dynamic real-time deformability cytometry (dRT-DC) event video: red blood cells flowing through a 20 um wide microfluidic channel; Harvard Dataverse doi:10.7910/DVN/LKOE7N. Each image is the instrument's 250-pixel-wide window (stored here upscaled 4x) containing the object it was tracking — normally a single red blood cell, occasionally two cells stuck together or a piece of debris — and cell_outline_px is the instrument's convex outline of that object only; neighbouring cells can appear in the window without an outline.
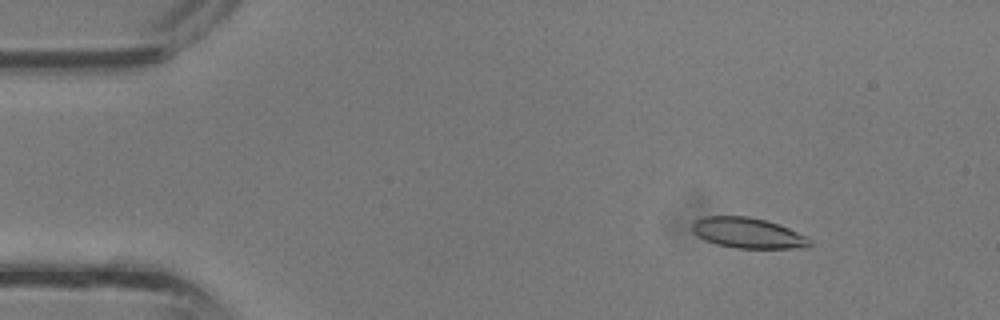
{"species": "common noctule bat (a hibernating species)", "species_latin": "Nyctalus noctula", "temperature_condition": "room temperature", "stored_images_in_passage": 37, "camera_frame_rate_fps": 3000, "um_per_image_px": 0.085, "animal": {"sex": "male", "body_mass_g": 13.3}, "frame": {"image": 1, "passage_image": 5, "time_ms": 1.333, "image_size_px": [1000, 320], "cell_outline_px": [[812, 244], [808, 248], [736, 248], [716, 244], [704, 240], [692, 232], [692, 220], [704, 216], [748, 216], [764, 220], [788, 228], [808, 236], [812, 240]], "centroid_in_image_um": [63.56, 19.81], "position_along_channel_um": 21.4, "area_um2": 21.1}}
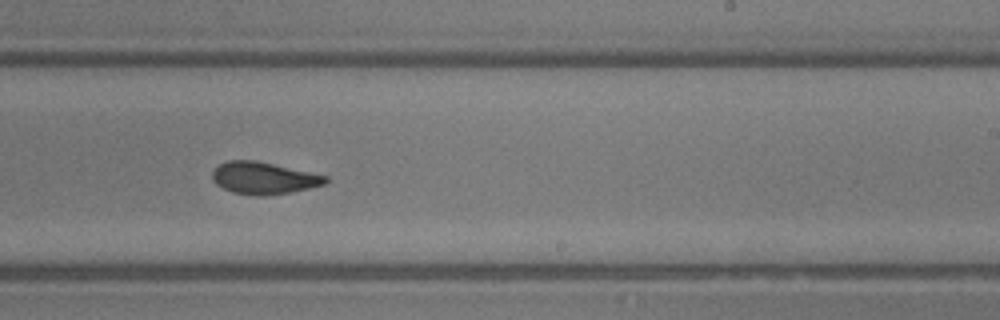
{"frame": {"image": 2, "passage_image": 23, "time_ms": 7.333, "image_size_px": [1000, 320], "cell_outline_px": [[328, 180], [324, 184], [308, 188], [288, 192], [264, 196], [256, 196], [232, 192], [216, 184], [212, 180], [212, 172], [220, 164], [228, 160], [252, 160], [272, 164], [328, 176]], "centroid_in_image_um": [22.38, 15.14], "position_along_channel_um": 266.6, "area_um2": 20.81}}
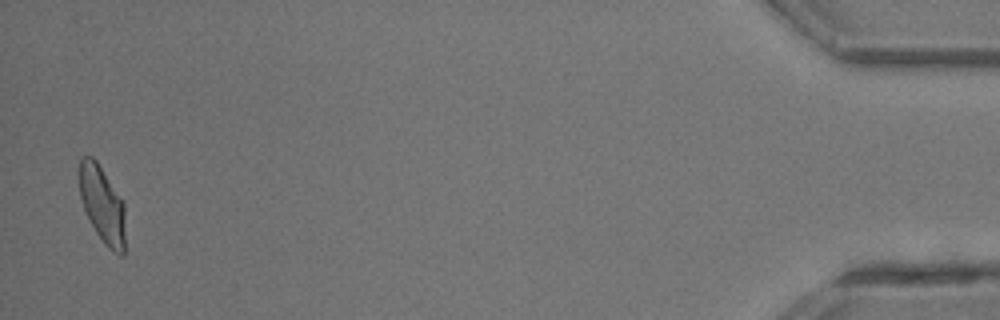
{"frame": {"image": 3, "passage_image": 37, "time_ms": 12.0, "image_size_px": [1000, 320], "cell_outline_px": [[124, 252], [120, 256], [112, 252], [104, 244], [96, 232], [84, 208], [80, 196], [80, 156], [92, 156], [96, 160], [124, 204]], "centroid_in_image_um": [8.69, 17.41], "position_along_channel_um": 426.5, "area_um2": 20.11}}